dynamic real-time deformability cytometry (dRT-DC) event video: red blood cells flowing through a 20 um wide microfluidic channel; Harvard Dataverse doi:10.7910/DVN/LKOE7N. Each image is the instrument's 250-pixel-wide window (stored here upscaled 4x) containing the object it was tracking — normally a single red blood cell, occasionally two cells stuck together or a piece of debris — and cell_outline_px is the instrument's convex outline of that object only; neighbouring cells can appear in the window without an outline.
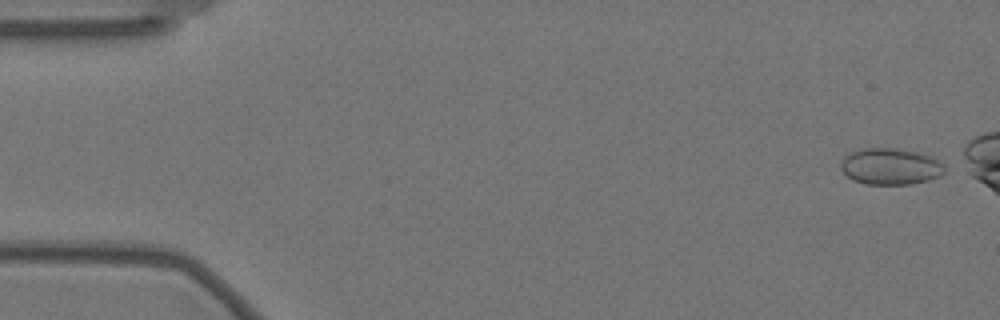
{"species": "Egyptian fruit bat (a non-hibernating species)", "species_latin": "Rousettus aegyptiacus", "temperature_condition": "warm", "stored_images_in_passage": 46, "camera_frame_rate_fps": 3000, "um_per_image_px": 0.085, "animal": {"sex": "female"}, "frame": {"image": 1, "passage_image": 1, "time_ms": 0.0, "image_size_px": [1000, 320], "cell_outline_px": [[944, 172], [940, 176], [928, 180], [908, 184], [864, 184], [852, 180], [840, 168], [840, 164], [844, 156], [852, 152], [864, 148], [896, 148], [916, 152], [928, 156], [944, 164]], "centroid_in_image_um": [75.66, 14.15], "position_along_channel_um": 9.3, "area_um2": 21.85}}
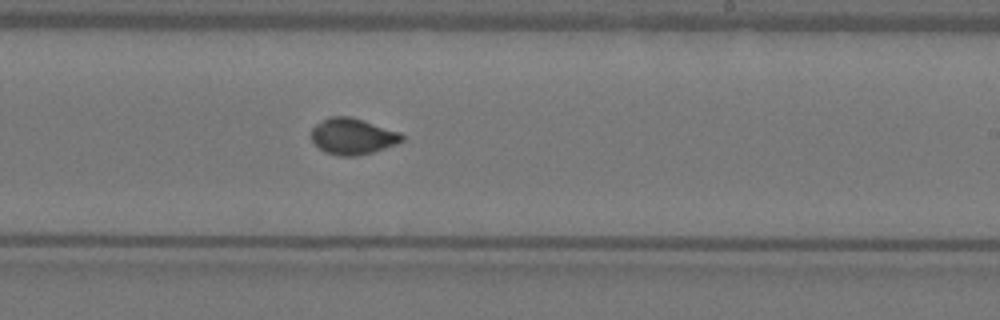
{"frame": {"image": 2, "passage_image": 33, "time_ms": 10.667, "image_size_px": [1000, 320], "cell_outline_px": [[404, 140], [396, 144], [372, 152], [356, 156], [340, 156], [324, 152], [312, 140], [312, 128], [320, 120], [328, 116], [352, 116], [400, 132], [404, 136]], "centroid_in_image_um": [29.97, 11.57], "position_along_channel_um": 259.0, "area_um2": 19.19}}
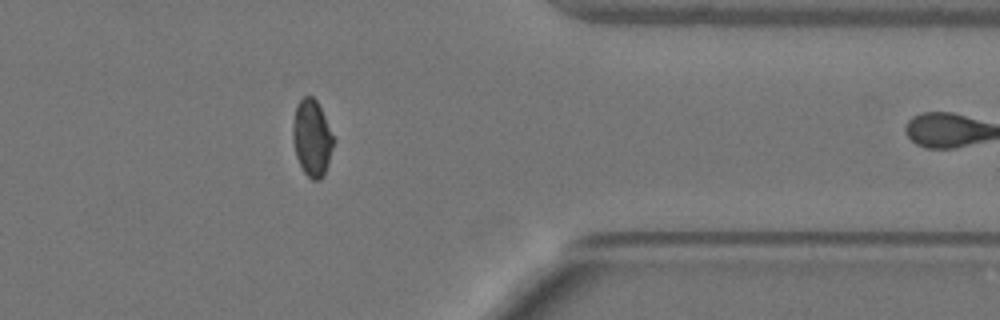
{"frame": {"image": 3, "passage_image": 45, "time_ms": 14.667, "image_size_px": [1000, 320], "cell_outline_px": [[336, 140], [324, 176], [320, 180], [312, 180], [304, 172], [296, 156], [292, 140], [292, 128], [296, 104], [304, 96], [312, 96], [316, 100]], "centroid_in_image_um": [26.52, 11.74], "position_along_channel_um": 384.9, "area_um2": 18.32}}